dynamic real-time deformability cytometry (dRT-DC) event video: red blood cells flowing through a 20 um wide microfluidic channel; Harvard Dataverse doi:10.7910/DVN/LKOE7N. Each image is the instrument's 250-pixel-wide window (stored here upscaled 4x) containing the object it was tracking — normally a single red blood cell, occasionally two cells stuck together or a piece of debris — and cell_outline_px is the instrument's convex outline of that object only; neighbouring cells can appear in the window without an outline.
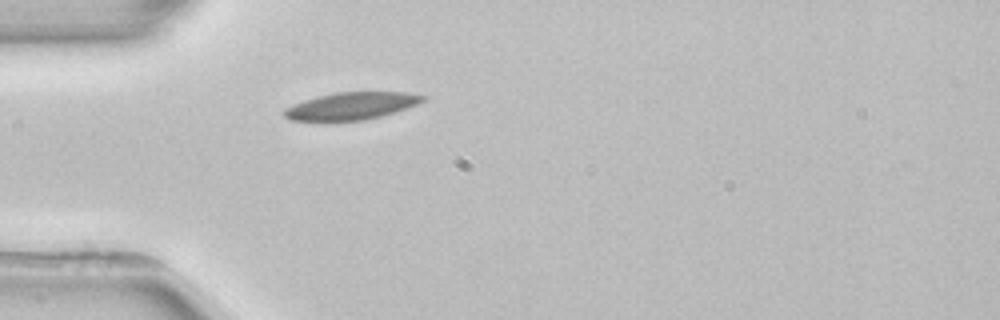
{"species": "common noctule bat (a hibernating species)", "species_latin": "Nyctalus noctula", "temperature_condition": "room temperature", "stored_images_in_passage": 1, "camera_frame_rate_fps": 3000, "um_per_image_px": 0.085, "animal": {"sex": "female", "body_mass_g": 22.7, "forearm_length_mm": 54.2}, "frame": {"image": 1, "passage_image": 1, "time_ms": 0.0, "image_size_px": [1000, 320], "cell_outline_px": [[428, 96], [424, 100], [416, 104], [396, 112], [364, 120], [328, 124], [324, 124], [288, 120], [280, 112], [284, 108], [292, 104], [316, 96], [336, 92], [408, 92]], "centroid_in_image_um": [29.73, 9.06], "position_along_channel_um": 55.3, "area_um2": 23.24}}